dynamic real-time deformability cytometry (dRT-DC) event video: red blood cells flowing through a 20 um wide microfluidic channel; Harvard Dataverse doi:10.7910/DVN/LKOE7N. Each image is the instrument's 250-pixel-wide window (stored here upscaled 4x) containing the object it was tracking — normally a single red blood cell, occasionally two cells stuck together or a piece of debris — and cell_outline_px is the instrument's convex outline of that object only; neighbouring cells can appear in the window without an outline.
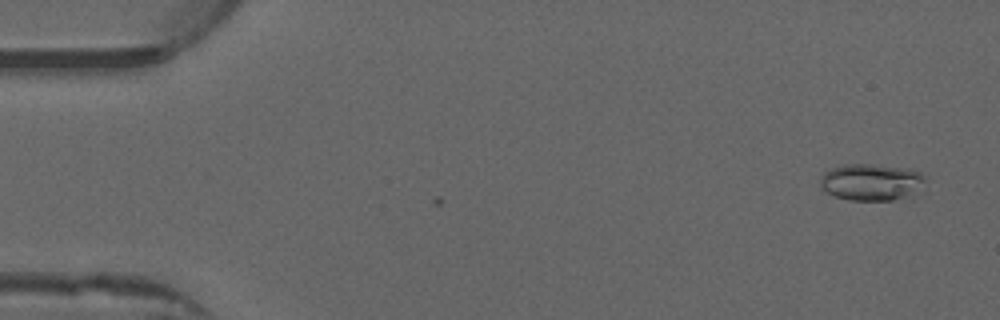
{"species": "common noctule bat (a hibernating species)", "species_latin": "Nyctalus noctula", "temperature_condition": "warm", "stored_images_in_passage": 5, "camera_frame_rate_fps": 3000, "um_per_image_px": 0.085, "animal": {"sex": "male", "forearm_length_mm": 52.5}, "frame": {"image": 1, "passage_image": 3, "time_ms": 0.667, "image_size_px": [1000, 320], "cell_outline_px": [[928, 180], [920, 192], [912, 196], [892, 200], [852, 200], [836, 196], [820, 188], [820, 176], [824, 172], [840, 164], [872, 164], [912, 168], [920, 172]], "centroid_in_image_um": [74.14, 15.47], "position_along_channel_um": 10.9, "area_um2": 23.12}}